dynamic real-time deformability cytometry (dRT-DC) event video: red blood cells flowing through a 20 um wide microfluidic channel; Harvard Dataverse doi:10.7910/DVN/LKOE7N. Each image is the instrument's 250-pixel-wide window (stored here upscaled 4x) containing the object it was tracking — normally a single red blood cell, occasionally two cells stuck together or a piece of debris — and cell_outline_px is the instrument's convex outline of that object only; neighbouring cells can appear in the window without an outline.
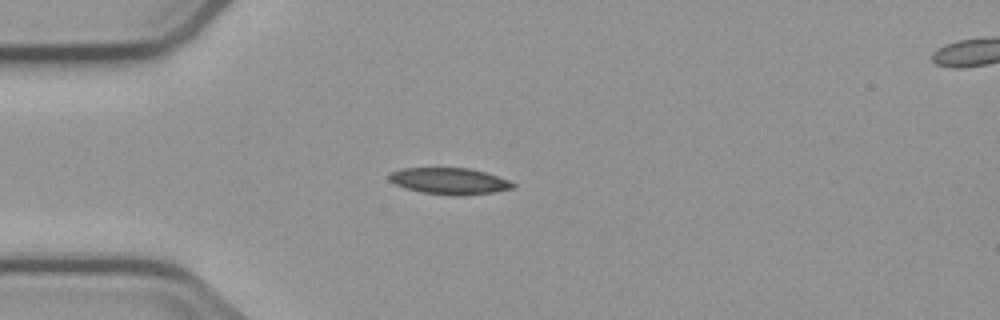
{"species": "common noctule bat (a hibernating species)", "species_latin": "Nyctalus noctula", "temperature_condition": "cold", "stored_images_in_passage": 4, "segment_of_instrument_passage": [1, 2], "camera_frame_rate_fps": 3000, "um_per_image_px": 0.085, "animal": {"sex": "male", "body_mass_g": 23.1, "forearm_length_mm": 52.7}, "frame": {"image": 1, "passage_image": 3, "time_ms": 2.667, "image_size_px": [1000, 320], "cell_outline_px": [[516, 184], [512, 188], [492, 192], [460, 196], [452, 196], [420, 192], [404, 188], [388, 180], [388, 172], [404, 168], [468, 168], [484, 172], [508, 180]], "centroid_in_image_um": [38.14, 15.39], "position_along_channel_um": 46.9, "area_um2": 19.07}}